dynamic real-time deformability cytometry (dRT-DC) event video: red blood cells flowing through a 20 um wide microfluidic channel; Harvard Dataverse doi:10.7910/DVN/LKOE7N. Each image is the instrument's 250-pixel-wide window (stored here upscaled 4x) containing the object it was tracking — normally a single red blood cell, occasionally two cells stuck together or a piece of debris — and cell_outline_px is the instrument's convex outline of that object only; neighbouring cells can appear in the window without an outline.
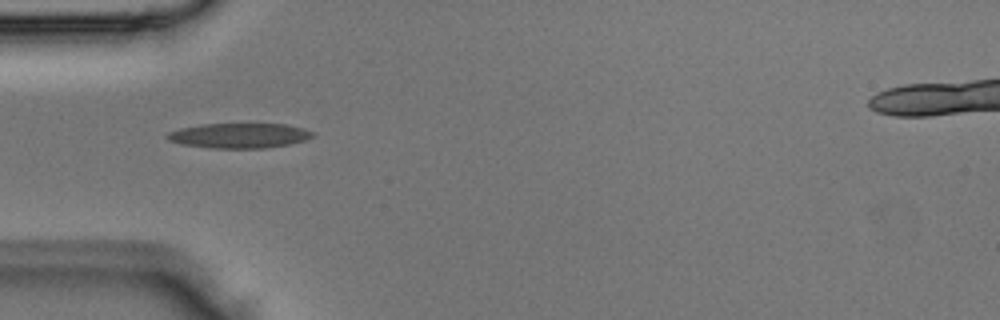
{"species": "Egyptian fruit bat (a non-hibernating species)", "species_latin": "Rousettus aegyptiacus", "temperature_condition": "room temperature", "stored_images_in_passage": 2, "camera_frame_rate_fps": 3000, "um_per_image_px": 0.085, "animal": {"sex": "male"}, "frame": {"image": 1, "passage_image": 1, "time_ms": 0.0, "image_size_px": [1000, 320], "cell_outline_px": [[316, 136], [304, 140], [288, 144], [264, 148], [212, 148], [180, 144], [168, 140], [164, 136], [168, 132], [180, 128], [200, 124], [288, 124], [304, 128], [316, 132]], "centroid_in_image_um": [20.34, 11.52], "position_along_channel_um": 64.7, "area_um2": 21.33}}
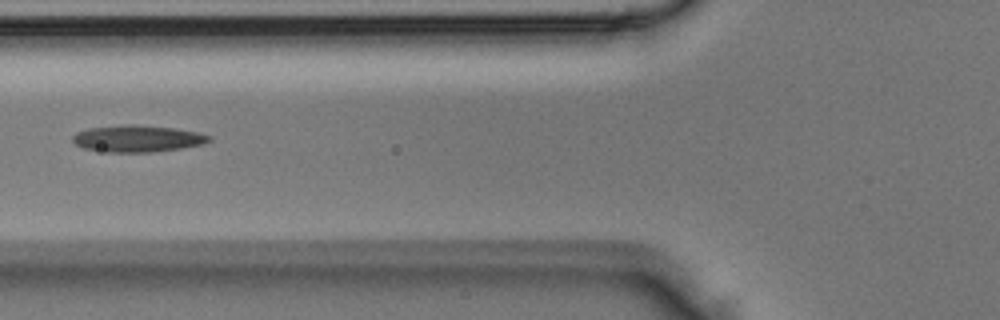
{"frame": {"image": 2, "passage_image": 2, "time_ms": 0.333, "image_size_px": [1000, 320], "cell_outline_px": [[212, 140], [204, 144], [180, 148], [152, 152], [108, 152], [84, 148], [76, 144], [72, 140], [72, 136], [76, 132], [88, 128], [128, 124], [132, 124], [172, 128], [196, 132], [212, 136]], "centroid_in_image_um": [11.68, 11.78], "position_along_channel_um": 114.1, "area_um2": 21.15}}